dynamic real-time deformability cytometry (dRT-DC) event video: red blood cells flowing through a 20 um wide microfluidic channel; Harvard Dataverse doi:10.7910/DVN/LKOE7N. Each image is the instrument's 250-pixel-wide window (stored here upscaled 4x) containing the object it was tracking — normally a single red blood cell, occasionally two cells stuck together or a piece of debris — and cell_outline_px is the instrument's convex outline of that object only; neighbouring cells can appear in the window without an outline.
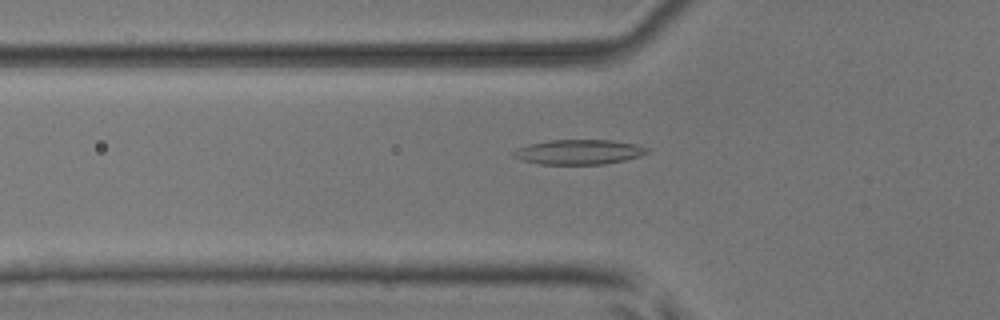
{"species": "common noctule bat (a hibernating species)", "species_latin": "Nyctalus noctula", "temperature_condition": "room temperature", "stored_images_in_passage": 6, "camera_frame_rate_fps": 3000, "um_per_image_px": 0.085, "animal": {"sex": "male", "body_mass_g": 17.9, "forearm_length_mm": 54.2}, "frame": {"image": 1, "passage_image": 6, "time_ms": 1.667, "image_size_px": [1000, 320], "cell_outline_px": [[652, 148], [648, 152], [640, 156], [624, 160], [604, 164], [540, 164], [524, 160], [512, 156], [512, 152], [516, 148], [528, 144], [548, 140], [612, 140], [636, 144]], "centroid_in_image_um": [49.22, 12.91], "position_along_channel_um": 76.6, "area_um2": 19.42}}